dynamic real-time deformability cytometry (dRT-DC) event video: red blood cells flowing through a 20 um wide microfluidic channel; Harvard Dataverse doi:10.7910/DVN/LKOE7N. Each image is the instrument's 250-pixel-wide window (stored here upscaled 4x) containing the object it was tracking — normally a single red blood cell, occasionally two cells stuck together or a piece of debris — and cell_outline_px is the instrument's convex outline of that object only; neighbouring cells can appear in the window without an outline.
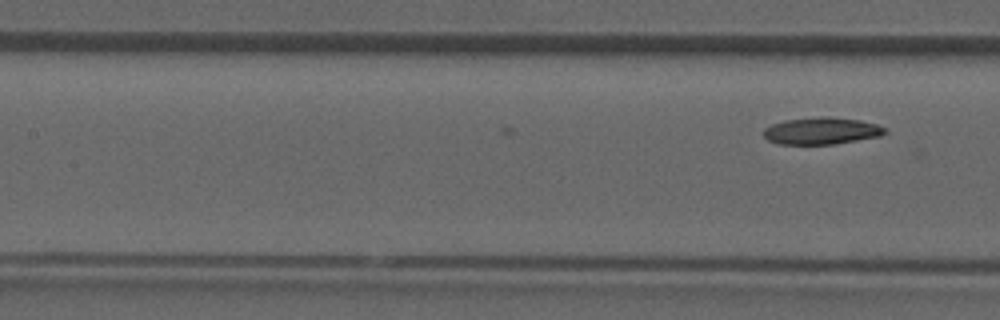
{"species": "common noctule bat (a hibernating species)", "species_latin": "Nyctalus noctula", "temperature_condition": "room temperature", "stored_images_in_passage": 17, "camera_frame_rate_fps": 3000, "um_per_image_px": 0.085, "animal": {"sex": "male", "forearm_length_mm": 52.5}, "frame": {"image": 1, "passage_image": 17, "time_ms": 5.333, "image_size_px": [1000, 320], "cell_outline_px": [[888, 132], [880, 136], [832, 144], [776, 144], [768, 140], [764, 136], [764, 128], [772, 124], [784, 120], [820, 116], [832, 116], [860, 120], [876, 124], [884, 128]], "centroid_in_image_um": [69.81, 11.11], "position_along_channel_um": 137.6, "area_um2": 19.13}}